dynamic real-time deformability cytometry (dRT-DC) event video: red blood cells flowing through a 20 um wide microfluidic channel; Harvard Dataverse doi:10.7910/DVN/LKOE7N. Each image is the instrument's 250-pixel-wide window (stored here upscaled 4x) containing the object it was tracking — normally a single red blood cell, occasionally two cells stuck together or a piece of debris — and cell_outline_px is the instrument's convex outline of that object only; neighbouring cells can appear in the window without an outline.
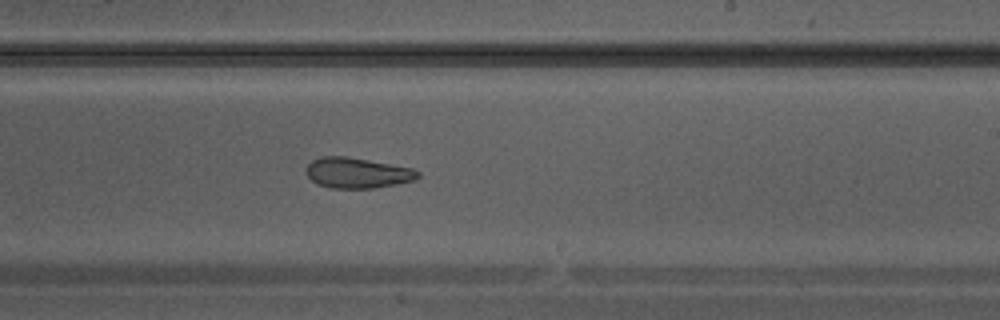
{"species": "Egyptian fruit bat (a non-hibernating species)", "species_latin": "Rousettus aegyptiacus", "temperature_condition": "warm", "stored_images_in_passage": 34, "camera_frame_rate_fps": 3000, "um_per_image_px": 0.085, "animal": {"sex": "male"}, "frame": {"image": 1, "passage_image": 20, "time_ms": 6.333, "image_size_px": [1000, 320], "cell_outline_px": [[420, 176], [416, 180], [396, 184], [372, 188], [328, 188], [316, 184], [308, 176], [304, 168], [312, 160], [324, 156], [344, 156], [368, 160], [412, 168], [420, 172]], "centroid_in_image_um": [30.35, 14.7], "position_along_channel_um": 258.6, "area_um2": 19.88}}